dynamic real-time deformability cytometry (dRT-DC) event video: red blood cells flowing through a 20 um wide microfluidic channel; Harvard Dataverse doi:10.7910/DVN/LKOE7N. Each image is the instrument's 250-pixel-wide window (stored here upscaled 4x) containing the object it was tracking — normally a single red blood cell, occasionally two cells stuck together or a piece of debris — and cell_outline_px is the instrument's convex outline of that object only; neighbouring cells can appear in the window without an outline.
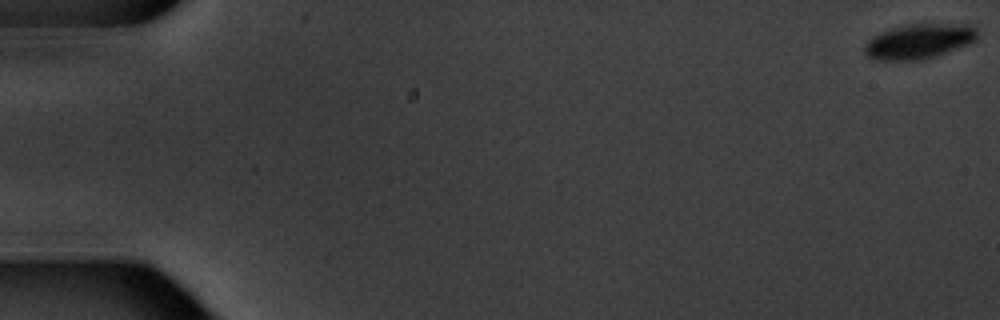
{"species": "common noctule bat (a hibernating species)", "species_latin": "Nyctalus noctula", "temperature_condition": "warm", "stored_images_in_passage": 4, "camera_frame_rate_fps": 3000, "um_per_image_px": 0.085, "animal": {"sex": "male", "body_mass_g": 20.1, "forearm_length_mm": 53.5}, "frame": {"image": 1, "passage_image": 1, "time_ms": 0.0, "image_size_px": [1000, 320], "cell_outline_px": [[976, 40], [968, 44], [936, 56], [920, 60], [872, 60], [864, 52], [864, 44], [872, 36], [908, 24], [972, 24], [976, 28]], "centroid_in_image_um": [78.11, 3.52], "position_along_channel_um": 6.9, "area_um2": 22.77}}